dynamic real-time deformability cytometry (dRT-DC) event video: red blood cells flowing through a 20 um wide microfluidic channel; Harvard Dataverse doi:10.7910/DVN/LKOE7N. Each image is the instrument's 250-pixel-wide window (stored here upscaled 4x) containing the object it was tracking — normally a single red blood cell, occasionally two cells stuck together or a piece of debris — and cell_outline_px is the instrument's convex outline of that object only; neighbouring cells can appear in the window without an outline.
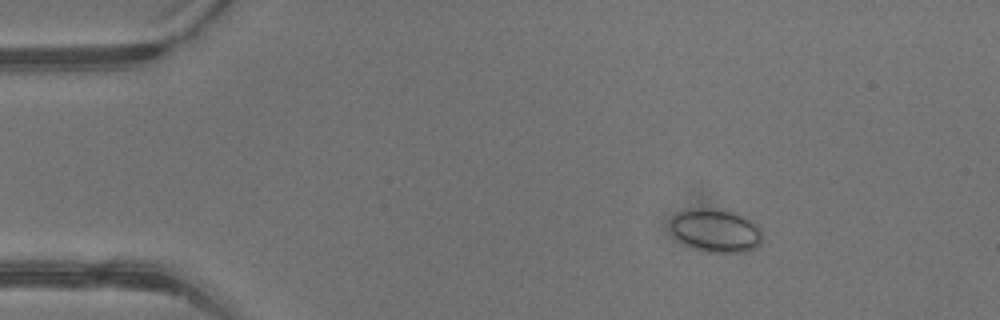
{"species": "common noctule bat (a hibernating species)", "species_latin": "Nyctalus noctula", "temperature_condition": "warm", "stored_images_in_passage": 4, "camera_frame_rate_fps": 3000, "um_per_image_px": 0.085, "animal": {"sex": "male", "body_mass_g": 13.3}, "frame": {"image": 1, "passage_image": 1, "time_ms": 0.0, "image_size_px": [1000, 320], "cell_outline_px": [[764, 236], [760, 244], [756, 248], [744, 252], [708, 252], [684, 244], [672, 232], [672, 216], [676, 212], [688, 208], [712, 208], [732, 212], [744, 216], [752, 220], [760, 228]], "centroid_in_image_um": [60.87, 19.58], "position_along_channel_um": 24.1, "area_um2": 23.29}}
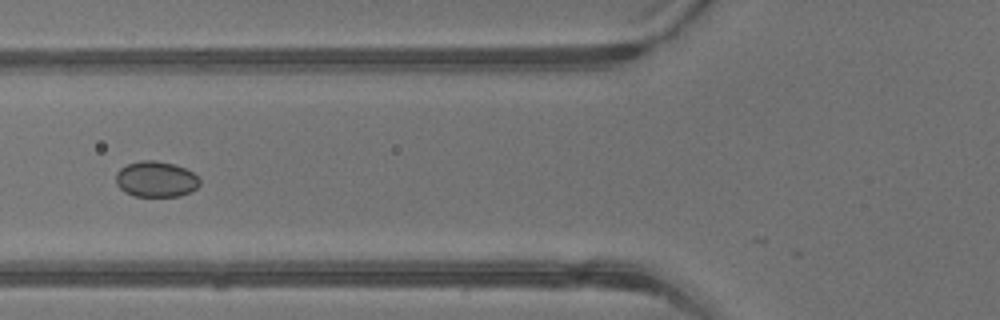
{"frame": {"image": 2, "passage_image": 4, "time_ms": 1.0, "image_size_px": [1000, 320], "cell_outline_px": [[200, 184], [196, 188], [180, 196], [132, 196], [124, 192], [116, 184], [116, 172], [120, 168], [128, 164], [140, 160], [156, 160], [176, 164], [192, 172], [200, 180]], "centroid_in_image_um": [13.23, 15.22], "position_along_channel_um": 112.6, "area_um2": 17.57}}